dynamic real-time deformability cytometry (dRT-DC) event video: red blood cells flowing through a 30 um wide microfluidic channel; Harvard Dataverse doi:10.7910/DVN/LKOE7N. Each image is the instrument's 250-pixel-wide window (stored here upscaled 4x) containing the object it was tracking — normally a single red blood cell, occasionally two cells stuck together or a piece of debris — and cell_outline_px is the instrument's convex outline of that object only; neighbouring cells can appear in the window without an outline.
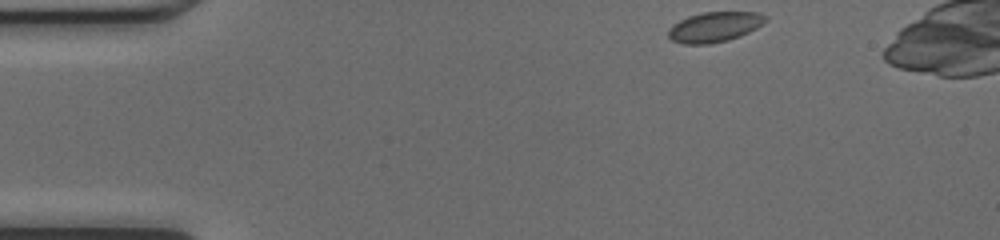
{"species": "common noctule bat (a hibernating species)", "species_latin": "Nyctalus noctula", "temperature_condition": "cold", "stored_images_in_passage": 39, "camera_frame_rate_fps": 3000, "um_per_image_px": 0.085, "animal": {"sex": "female", "body_mass_g": 17.0, "forearm_length_mm": 48.0}, "frame": {"image": 1, "passage_image": 1, "time_ms": 0.0, "image_size_px": [1000, 240], "cell_outline_px": [[768, 20], [756, 28], [740, 36], [728, 40], [708, 44], [684, 44], [672, 40], [668, 36], [668, 28], [672, 24], [688, 16], [704, 12], [760, 12], [768, 16]], "centroid_in_image_um": [60.74, 2.28], "position_along_channel_um": 24.3, "area_um2": 17.17}}
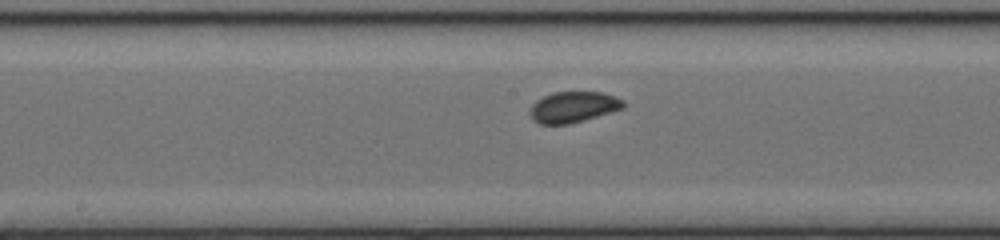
{"frame": {"image": 2, "passage_image": 19, "time_ms": 6.0, "image_size_px": [1000, 240], "cell_outline_px": [[624, 108], [584, 120], [568, 124], [540, 124], [532, 120], [528, 112], [532, 104], [536, 100], [552, 92], [604, 92], [624, 100]], "centroid_in_image_um": [48.7, 9.09], "position_along_channel_um": 199.5, "area_um2": 16.94}}
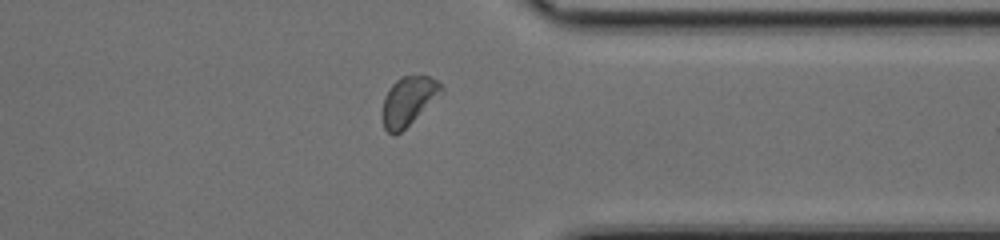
{"frame": {"image": 3, "passage_image": 32, "time_ms": 10.333, "image_size_px": [1000, 240], "cell_outline_px": [[444, 92], [440, 96], [400, 132], [392, 136], [384, 128], [384, 96], [388, 88], [400, 76], [428, 76], [436, 80], [444, 88]], "centroid_in_image_um": [34.73, 8.56], "position_along_channel_um": 376.7, "area_um2": 16.53}}